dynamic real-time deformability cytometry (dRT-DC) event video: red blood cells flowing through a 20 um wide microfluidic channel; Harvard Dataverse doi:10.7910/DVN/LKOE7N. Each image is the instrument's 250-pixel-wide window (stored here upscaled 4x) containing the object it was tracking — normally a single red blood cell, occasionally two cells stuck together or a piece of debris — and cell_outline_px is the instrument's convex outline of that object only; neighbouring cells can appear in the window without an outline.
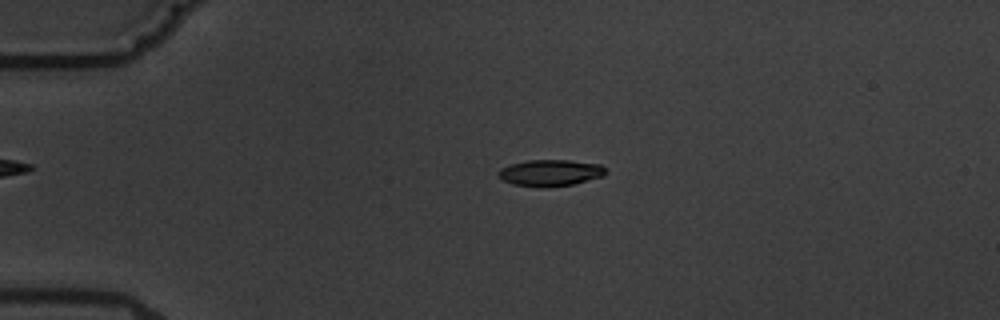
{"species": "common noctule bat (a hibernating species)", "species_latin": "Nyctalus noctula", "temperature_condition": "warm", "stored_images_in_passage": 4, "camera_frame_rate_fps": 3000, "um_per_image_px": 0.085, "animal": {"sex": "male", "body_mass_g": 19.5, "forearm_length_mm": 54.6}, "frame": {"image": 1, "passage_image": 3, "time_ms": 2.333, "image_size_px": [1000, 320], "cell_outline_px": [[608, 172], [604, 176], [572, 184], [548, 188], [544, 188], [512, 184], [504, 180], [496, 172], [500, 168], [512, 164], [528, 160], [568, 160], [600, 164], [608, 168]], "centroid_in_image_um": [46.82, 14.69], "position_along_channel_um": 38.2, "area_um2": 16.7}}